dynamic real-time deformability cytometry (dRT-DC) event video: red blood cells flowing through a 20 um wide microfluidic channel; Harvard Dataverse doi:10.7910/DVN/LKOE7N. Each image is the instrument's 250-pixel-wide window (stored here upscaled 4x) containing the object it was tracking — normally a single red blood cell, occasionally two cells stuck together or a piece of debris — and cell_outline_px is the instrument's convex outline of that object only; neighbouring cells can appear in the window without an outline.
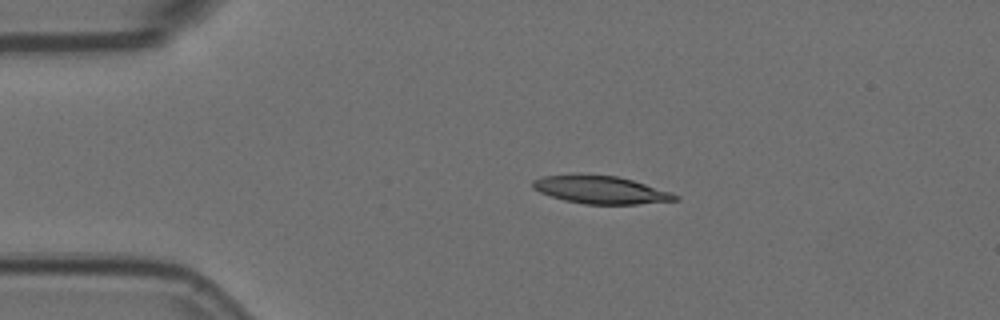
{"species": "Egyptian fruit bat (a non-hibernating species)", "species_latin": "Rousettus aegyptiacus", "temperature_condition": "room temperature", "stored_images_in_passage": 4, "camera_frame_rate_fps": 3000, "um_per_image_px": 0.085, "animal": {"sex": "female"}, "frame": {"image": 1, "passage_image": 4, "time_ms": 1.0, "image_size_px": [1000, 320], "cell_outline_px": [[680, 200], [636, 204], [584, 204], [564, 200], [540, 192], [532, 188], [532, 180], [544, 176], [616, 176], [632, 180], [672, 192], [680, 196]], "centroid_in_image_um": [51.12, 16.16], "position_along_channel_um": 33.9, "area_um2": 22.48}}